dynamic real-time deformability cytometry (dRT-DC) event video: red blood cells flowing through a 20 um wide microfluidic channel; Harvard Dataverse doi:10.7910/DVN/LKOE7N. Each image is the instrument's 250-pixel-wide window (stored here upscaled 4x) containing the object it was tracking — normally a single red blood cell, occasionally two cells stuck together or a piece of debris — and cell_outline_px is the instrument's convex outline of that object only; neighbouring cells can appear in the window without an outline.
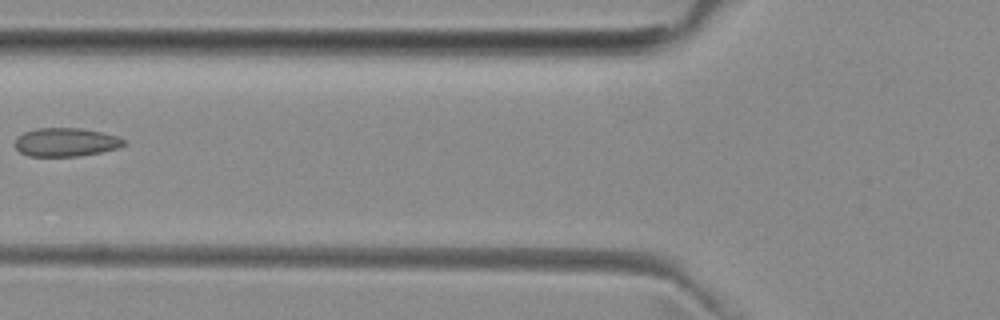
{"species": "common noctule bat (a hibernating species)", "species_latin": "Nyctalus noctula", "temperature_condition": "room temperature", "stored_images_in_passage": 4, "camera_frame_rate_fps": 3000, "um_per_image_px": 0.085, "animal": {"sex": "female", "body_mass_g": 29.2, "forearm_length_mm": 56.3}, "frame": {"image": 1, "passage_image": 4, "time_ms": 3.333, "image_size_px": [1000, 320], "cell_outline_px": [[124, 144], [116, 148], [100, 152], [76, 156], [28, 156], [20, 152], [16, 148], [16, 140], [24, 132], [36, 128], [80, 128], [100, 132], [116, 136], [124, 140]], "centroid_in_image_um": [5.56, 12.08], "position_along_channel_um": 120.2, "area_um2": 17.74}}